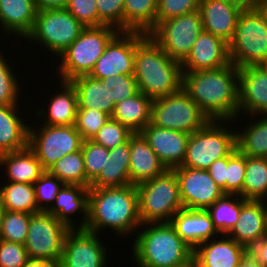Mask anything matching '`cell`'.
<instances>
[{
	"label": "cell",
	"instance_id": "cell-1",
	"mask_svg": "<svg viewBox=\"0 0 267 267\" xmlns=\"http://www.w3.org/2000/svg\"><path fill=\"white\" fill-rule=\"evenodd\" d=\"M182 88L209 120L238 118L239 68L231 62L218 69L183 72Z\"/></svg>",
	"mask_w": 267,
	"mask_h": 267
},
{
	"label": "cell",
	"instance_id": "cell-2",
	"mask_svg": "<svg viewBox=\"0 0 267 267\" xmlns=\"http://www.w3.org/2000/svg\"><path fill=\"white\" fill-rule=\"evenodd\" d=\"M141 225L136 186L130 184L121 187L89 188L85 229L101 235L107 228L111 229L116 237L119 235L118 237L122 238H133L132 234L135 236Z\"/></svg>",
	"mask_w": 267,
	"mask_h": 267
},
{
	"label": "cell",
	"instance_id": "cell-3",
	"mask_svg": "<svg viewBox=\"0 0 267 267\" xmlns=\"http://www.w3.org/2000/svg\"><path fill=\"white\" fill-rule=\"evenodd\" d=\"M134 76L147 97L168 96L182 88L181 63L170 58L149 34L136 32Z\"/></svg>",
	"mask_w": 267,
	"mask_h": 267
},
{
	"label": "cell",
	"instance_id": "cell-4",
	"mask_svg": "<svg viewBox=\"0 0 267 267\" xmlns=\"http://www.w3.org/2000/svg\"><path fill=\"white\" fill-rule=\"evenodd\" d=\"M131 242L136 267H184L193 260L194 249L170 222L142 224Z\"/></svg>",
	"mask_w": 267,
	"mask_h": 267
},
{
	"label": "cell",
	"instance_id": "cell-5",
	"mask_svg": "<svg viewBox=\"0 0 267 267\" xmlns=\"http://www.w3.org/2000/svg\"><path fill=\"white\" fill-rule=\"evenodd\" d=\"M237 120H209L190 134L181 166L207 170L215 160L228 156L237 147L234 125H238Z\"/></svg>",
	"mask_w": 267,
	"mask_h": 267
},
{
	"label": "cell",
	"instance_id": "cell-6",
	"mask_svg": "<svg viewBox=\"0 0 267 267\" xmlns=\"http://www.w3.org/2000/svg\"><path fill=\"white\" fill-rule=\"evenodd\" d=\"M118 32L108 25L85 27L79 37L58 56L59 64L55 66L59 76L57 79L69 82L76 77L90 75L106 45Z\"/></svg>",
	"mask_w": 267,
	"mask_h": 267
},
{
	"label": "cell",
	"instance_id": "cell-7",
	"mask_svg": "<svg viewBox=\"0 0 267 267\" xmlns=\"http://www.w3.org/2000/svg\"><path fill=\"white\" fill-rule=\"evenodd\" d=\"M136 187L141 224L170 222L175 213L183 209L179 182L173 169H167Z\"/></svg>",
	"mask_w": 267,
	"mask_h": 267
},
{
	"label": "cell",
	"instance_id": "cell-8",
	"mask_svg": "<svg viewBox=\"0 0 267 267\" xmlns=\"http://www.w3.org/2000/svg\"><path fill=\"white\" fill-rule=\"evenodd\" d=\"M228 51L237 68L259 66L267 59V21L257 8L246 6L242 10Z\"/></svg>",
	"mask_w": 267,
	"mask_h": 267
},
{
	"label": "cell",
	"instance_id": "cell-9",
	"mask_svg": "<svg viewBox=\"0 0 267 267\" xmlns=\"http://www.w3.org/2000/svg\"><path fill=\"white\" fill-rule=\"evenodd\" d=\"M85 28L67 9L40 10L32 31L24 40L34 42L54 59L66 50ZM42 44V45H41ZM49 51V52H48Z\"/></svg>",
	"mask_w": 267,
	"mask_h": 267
},
{
	"label": "cell",
	"instance_id": "cell-10",
	"mask_svg": "<svg viewBox=\"0 0 267 267\" xmlns=\"http://www.w3.org/2000/svg\"><path fill=\"white\" fill-rule=\"evenodd\" d=\"M29 124L28 147L48 171L64 155L82 149L84 139L74 125ZM38 125H40L38 127Z\"/></svg>",
	"mask_w": 267,
	"mask_h": 267
},
{
	"label": "cell",
	"instance_id": "cell-11",
	"mask_svg": "<svg viewBox=\"0 0 267 267\" xmlns=\"http://www.w3.org/2000/svg\"><path fill=\"white\" fill-rule=\"evenodd\" d=\"M208 121L209 118L183 88L168 96L153 99L150 123L157 127L192 134Z\"/></svg>",
	"mask_w": 267,
	"mask_h": 267
},
{
	"label": "cell",
	"instance_id": "cell-12",
	"mask_svg": "<svg viewBox=\"0 0 267 267\" xmlns=\"http://www.w3.org/2000/svg\"><path fill=\"white\" fill-rule=\"evenodd\" d=\"M203 31L199 10L160 22L150 37L167 53L182 63Z\"/></svg>",
	"mask_w": 267,
	"mask_h": 267
},
{
	"label": "cell",
	"instance_id": "cell-13",
	"mask_svg": "<svg viewBox=\"0 0 267 267\" xmlns=\"http://www.w3.org/2000/svg\"><path fill=\"white\" fill-rule=\"evenodd\" d=\"M68 230L65 224L47 211L32 213L24 244L28 258L59 263Z\"/></svg>",
	"mask_w": 267,
	"mask_h": 267
},
{
	"label": "cell",
	"instance_id": "cell-14",
	"mask_svg": "<svg viewBox=\"0 0 267 267\" xmlns=\"http://www.w3.org/2000/svg\"><path fill=\"white\" fill-rule=\"evenodd\" d=\"M104 244L95 232L85 228L69 229L64 238L59 267H106L110 252Z\"/></svg>",
	"mask_w": 267,
	"mask_h": 267
},
{
	"label": "cell",
	"instance_id": "cell-15",
	"mask_svg": "<svg viewBox=\"0 0 267 267\" xmlns=\"http://www.w3.org/2000/svg\"><path fill=\"white\" fill-rule=\"evenodd\" d=\"M173 170L178 178L183 208L206 210L224 195L207 170L185 166Z\"/></svg>",
	"mask_w": 267,
	"mask_h": 267
},
{
	"label": "cell",
	"instance_id": "cell-16",
	"mask_svg": "<svg viewBox=\"0 0 267 267\" xmlns=\"http://www.w3.org/2000/svg\"><path fill=\"white\" fill-rule=\"evenodd\" d=\"M136 32L119 31L106 45L90 76L103 80L116 75L134 74Z\"/></svg>",
	"mask_w": 267,
	"mask_h": 267
},
{
	"label": "cell",
	"instance_id": "cell-17",
	"mask_svg": "<svg viewBox=\"0 0 267 267\" xmlns=\"http://www.w3.org/2000/svg\"><path fill=\"white\" fill-rule=\"evenodd\" d=\"M245 7L236 0H200L203 31L229 43L235 33L238 17Z\"/></svg>",
	"mask_w": 267,
	"mask_h": 267
},
{
	"label": "cell",
	"instance_id": "cell-18",
	"mask_svg": "<svg viewBox=\"0 0 267 267\" xmlns=\"http://www.w3.org/2000/svg\"><path fill=\"white\" fill-rule=\"evenodd\" d=\"M267 115V73L261 66L239 68V105L241 115Z\"/></svg>",
	"mask_w": 267,
	"mask_h": 267
},
{
	"label": "cell",
	"instance_id": "cell-19",
	"mask_svg": "<svg viewBox=\"0 0 267 267\" xmlns=\"http://www.w3.org/2000/svg\"><path fill=\"white\" fill-rule=\"evenodd\" d=\"M140 133L167 169L182 165L190 134L157 127L152 123H149Z\"/></svg>",
	"mask_w": 267,
	"mask_h": 267
},
{
	"label": "cell",
	"instance_id": "cell-20",
	"mask_svg": "<svg viewBox=\"0 0 267 267\" xmlns=\"http://www.w3.org/2000/svg\"><path fill=\"white\" fill-rule=\"evenodd\" d=\"M229 63L228 43L202 31L181 66L182 72H195L218 69Z\"/></svg>",
	"mask_w": 267,
	"mask_h": 267
},
{
	"label": "cell",
	"instance_id": "cell-21",
	"mask_svg": "<svg viewBox=\"0 0 267 267\" xmlns=\"http://www.w3.org/2000/svg\"><path fill=\"white\" fill-rule=\"evenodd\" d=\"M248 249L226 234L199 244L193 252V260L200 267H238Z\"/></svg>",
	"mask_w": 267,
	"mask_h": 267
},
{
	"label": "cell",
	"instance_id": "cell-22",
	"mask_svg": "<svg viewBox=\"0 0 267 267\" xmlns=\"http://www.w3.org/2000/svg\"><path fill=\"white\" fill-rule=\"evenodd\" d=\"M88 196L89 188L86 186L65 184L47 212L69 229L85 228L88 219ZM75 213L81 214L78 223L77 219H73Z\"/></svg>",
	"mask_w": 267,
	"mask_h": 267
},
{
	"label": "cell",
	"instance_id": "cell-23",
	"mask_svg": "<svg viewBox=\"0 0 267 267\" xmlns=\"http://www.w3.org/2000/svg\"><path fill=\"white\" fill-rule=\"evenodd\" d=\"M227 235L248 250L266 236V212L263 200H245L241 197L238 222Z\"/></svg>",
	"mask_w": 267,
	"mask_h": 267
},
{
	"label": "cell",
	"instance_id": "cell-24",
	"mask_svg": "<svg viewBox=\"0 0 267 267\" xmlns=\"http://www.w3.org/2000/svg\"><path fill=\"white\" fill-rule=\"evenodd\" d=\"M56 93L50 96L48 103L45 102L46 110L42 106L35 110L37 123L42 122L49 126L74 125L78 110V98L75 88L70 82L59 81ZM58 91V92H57ZM41 119V120H40ZM39 120V121H38Z\"/></svg>",
	"mask_w": 267,
	"mask_h": 267
},
{
	"label": "cell",
	"instance_id": "cell-25",
	"mask_svg": "<svg viewBox=\"0 0 267 267\" xmlns=\"http://www.w3.org/2000/svg\"><path fill=\"white\" fill-rule=\"evenodd\" d=\"M170 223L177 234L193 249L202 242L219 236L206 210L183 208L175 213Z\"/></svg>",
	"mask_w": 267,
	"mask_h": 267
},
{
	"label": "cell",
	"instance_id": "cell-26",
	"mask_svg": "<svg viewBox=\"0 0 267 267\" xmlns=\"http://www.w3.org/2000/svg\"><path fill=\"white\" fill-rule=\"evenodd\" d=\"M129 148L131 185L137 186L161 175L167 170L140 132L133 133L130 136Z\"/></svg>",
	"mask_w": 267,
	"mask_h": 267
},
{
	"label": "cell",
	"instance_id": "cell-27",
	"mask_svg": "<svg viewBox=\"0 0 267 267\" xmlns=\"http://www.w3.org/2000/svg\"><path fill=\"white\" fill-rule=\"evenodd\" d=\"M37 12L34 0H0V31L6 38L15 35L13 39L24 40L32 31Z\"/></svg>",
	"mask_w": 267,
	"mask_h": 267
},
{
	"label": "cell",
	"instance_id": "cell-28",
	"mask_svg": "<svg viewBox=\"0 0 267 267\" xmlns=\"http://www.w3.org/2000/svg\"><path fill=\"white\" fill-rule=\"evenodd\" d=\"M19 106L0 105V154L19 151L28 146L29 124L21 117L25 113Z\"/></svg>",
	"mask_w": 267,
	"mask_h": 267
},
{
	"label": "cell",
	"instance_id": "cell-29",
	"mask_svg": "<svg viewBox=\"0 0 267 267\" xmlns=\"http://www.w3.org/2000/svg\"><path fill=\"white\" fill-rule=\"evenodd\" d=\"M5 174L9 182H22L34 184L45 172L35 153L27 146L19 151L0 154V171Z\"/></svg>",
	"mask_w": 267,
	"mask_h": 267
},
{
	"label": "cell",
	"instance_id": "cell-30",
	"mask_svg": "<svg viewBox=\"0 0 267 267\" xmlns=\"http://www.w3.org/2000/svg\"><path fill=\"white\" fill-rule=\"evenodd\" d=\"M130 148L129 140L106 155V162L99 175L90 183V187L108 188L130 185L129 176Z\"/></svg>",
	"mask_w": 267,
	"mask_h": 267
},
{
	"label": "cell",
	"instance_id": "cell-31",
	"mask_svg": "<svg viewBox=\"0 0 267 267\" xmlns=\"http://www.w3.org/2000/svg\"><path fill=\"white\" fill-rule=\"evenodd\" d=\"M152 102L153 99L139 91L115 104L111 118L118 120L133 133L141 132L151 121Z\"/></svg>",
	"mask_w": 267,
	"mask_h": 267
},
{
	"label": "cell",
	"instance_id": "cell-32",
	"mask_svg": "<svg viewBox=\"0 0 267 267\" xmlns=\"http://www.w3.org/2000/svg\"><path fill=\"white\" fill-rule=\"evenodd\" d=\"M247 117L249 123L241 130L235 126L237 149L249 157L267 158V115Z\"/></svg>",
	"mask_w": 267,
	"mask_h": 267
},
{
	"label": "cell",
	"instance_id": "cell-33",
	"mask_svg": "<svg viewBox=\"0 0 267 267\" xmlns=\"http://www.w3.org/2000/svg\"><path fill=\"white\" fill-rule=\"evenodd\" d=\"M76 90L78 108H90L112 115L115 104L101 80L84 75L69 81Z\"/></svg>",
	"mask_w": 267,
	"mask_h": 267
},
{
	"label": "cell",
	"instance_id": "cell-34",
	"mask_svg": "<svg viewBox=\"0 0 267 267\" xmlns=\"http://www.w3.org/2000/svg\"><path fill=\"white\" fill-rule=\"evenodd\" d=\"M158 0H124L123 31L149 34L156 27Z\"/></svg>",
	"mask_w": 267,
	"mask_h": 267
},
{
	"label": "cell",
	"instance_id": "cell-35",
	"mask_svg": "<svg viewBox=\"0 0 267 267\" xmlns=\"http://www.w3.org/2000/svg\"><path fill=\"white\" fill-rule=\"evenodd\" d=\"M4 182H0V199L5 210L30 214L40 211L36 204L34 184Z\"/></svg>",
	"mask_w": 267,
	"mask_h": 267
},
{
	"label": "cell",
	"instance_id": "cell-36",
	"mask_svg": "<svg viewBox=\"0 0 267 267\" xmlns=\"http://www.w3.org/2000/svg\"><path fill=\"white\" fill-rule=\"evenodd\" d=\"M243 198L245 200L267 199V158L246 156Z\"/></svg>",
	"mask_w": 267,
	"mask_h": 267
},
{
	"label": "cell",
	"instance_id": "cell-37",
	"mask_svg": "<svg viewBox=\"0 0 267 267\" xmlns=\"http://www.w3.org/2000/svg\"><path fill=\"white\" fill-rule=\"evenodd\" d=\"M241 210V196L224 194L206 211L219 234H228L238 222Z\"/></svg>",
	"mask_w": 267,
	"mask_h": 267
},
{
	"label": "cell",
	"instance_id": "cell-38",
	"mask_svg": "<svg viewBox=\"0 0 267 267\" xmlns=\"http://www.w3.org/2000/svg\"><path fill=\"white\" fill-rule=\"evenodd\" d=\"M48 171L64 184L86 186L85 164L81 149L64 155Z\"/></svg>",
	"mask_w": 267,
	"mask_h": 267
},
{
	"label": "cell",
	"instance_id": "cell-39",
	"mask_svg": "<svg viewBox=\"0 0 267 267\" xmlns=\"http://www.w3.org/2000/svg\"><path fill=\"white\" fill-rule=\"evenodd\" d=\"M2 52H0V105H20L19 103L22 104L21 98H25V96L20 90L23 87L19 83L18 75H16L18 72L12 70L11 62L9 63L8 57L4 55L6 52L4 50Z\"/></svg>",
	"mask_w": 267,
	"mask_h": 267
},
{
	"label": "cell",
	"instance_id": "cell-40",
	"mask_svg": "<svg viewBox=\"0 0 267 267\" xmlns=\"http://www.w3.org/2000/svg\"><path fill=\"white\" fill-rule=\"evenodd\" d=\"M31 214L5 210L0 232V239L25 244Z\"/></svg>",
	"mask_w": 267,
	"mask_h": 267
},
{
	"label": "cell",
	"instance_id": "cell-41",
	"mask_svg": "<svg viewBox=\"0 0 267 267\" xmlns=\"http://www.w3.org/2000/svg\"><path fill=\"white\" fill-rule=\"evenodd\" d=\"M246 169V155L237 147L227 156L226 194L243 197V182Z\"/></svg>",
	"mask_w": 267,
	"mask_h": 267
},
{
	"label": "cell",
	"instance_id": "cell-42",
	"mask_svg": "<svg viewBox=\"0 0 267 267\" xmlns=\"http://www.w3.org/2000/svg\"><path fill=\"white\" fill-rule=\"evenodd\" d=\"M81 151L85 164L86 187L90 188V183L99 175L106 162L109 149L92 140H84Z\"/></svg>",
	"mask_w": 267,
	"mask_h": 267
},
{
	"label": "cell",
	"instance_id": "cell-43",
	"mask_svg": "<svg viewBox=\"0 0 267 267\" xmlns=\"http://www.w3.org/2000/svg\"><path fill=\"white\" fill-rule=\"evenodd\" d=\"M65 184L49 171H45L34 182L36 204L40 211H47Z\"/></svg>",
	"mask_w": 267,
	"mask_h": 267
},
{
	"label": "cell",
	"instance_id": "cell-44",
	"mask_svg": "<svg viewBox=\"0 0 267 267\" xmlns=\"http://www.w3.org/2000/svg\"><path fill=\"white\" fill-rule=\"evenodd\" d=\"M110 117L105 112L95 109L78 108L74 126L84 140H92Z\"/></svg>",
	"mask_w": 267,
	"mask_h": 267
},
{
	"label": "cell",
	"instance_id": "cell-45",
	"mask_svg": "<svg viewBox=\"0 0 267 267\" xmlns=\"http://www.w3.org/2000/svg\"><path fill=\"white\" fill-rule=\"evenodd\" d=\"M132 134L133 132L128 127L110 117L92 138V141L110 150L126 143Z\"/></svg>",
	"mask_w": 267,
	"mask_h": 267
},
{
	"label": "cell",
	"instance_id": "cell-46",
	"mask_svg": "<svg viewBox=\"0 0 267 267\" xmlns=\"http://www.w3.org/2000/svg\"><path fill=\"white\" fill-rule=\"evenodd\" d=\"M114 104L136 95L139 92L134 74L116 75L101 80Z\"/></svg>",
	"mask_w": 267,
	"mask_h": 267
},
{
	"label": "cell",
	"instance_id": "cell-47",
	"mask_svg": "<svg viewBox=\"0 0 267 267\" xmlns=\"http://www.w3.org/2000/svg\"><path fill=\"white\" fill-rule=\"evenodd\" d=\"M200 0H158L156 26L167 19L199 10Z\"/></svg>",
	"mask_w": 267,
	"mask_h": 267
},
{
	"label": "cell",
	"instance_id": "cell-48",
	"mask_svg": "<svg viewBox=\"0 0 267 267\" xmlns=\"http://www.w3.org/2000/svg\"><path fill=\"white\" fill-rule=\"evenodd\" d=\"M99 26L108 25L123 31L124 0H96Z\"/></svg>",
	"mask_w": 267,
	"mask_h": 267
},
{
	"label": "cell",
	"instance_id": "cell-49",
	"mask_svg": "<svg viewBox=\"0 0 267 267\" xmlns=\"http://www.w3.org/2000/svg\"><path fill=\"white\" fill-rule=\"evenodd\" d=\"M65 9L85 27H99L96 0H68Z\"/></svg>",
	"mask_w": 267,
	"mask_h": 267
},
{
	"label": "cell",
	"instance_id": "cell-50",
	"mask_svg": "<svg viewBox=\"0 0 267 267\" xmlns=\"http://www.w3.org/2000/svg\"><path fill=\"white\" fill-rule=\"evenodd\" d=\"M28 259L23 244L0 239V267H23Z\"/></svg>",
	"mask_w": 267,
	"mask_h": 267
},
{
	"label": "cell",
	"instance_id": "cell-51",
	"mask_svg": "<svg viewBox=\"0 0 267 267\" xmlns=\"http://www.w3.org/2000/svg\"><path fill=\"white\" fill-rule=\"evenodd\" d=\"M226 168H227V156L221 159L215 160L207 169L211 178L226 194Z\"/></svg>",
	"mask_w": 267,
	"mask_h": 267
},
{
	"label": "cell",
	"instance_id": "cell-52",
	"mask_svg": "<svg viewBox=\"0 0 267 267\" xmlns=\"http://www.w3.org/2000/svg\"><path fill=\"white\" fill-rule=\"evenodd\" d=\"M249 251L261 265L267 267V235L253 245Z\"/></svg>",
	"mask_w": 267,
	"mask_h": 267
},
{
	"label": "cell",
	"instance_id": "cell-53",
	"mask_svg": "<svg viewBox=\"0 0 267 267\" xmlns=\"http://www.w3.org/2000/svg\"><path fill=\"white\" fill-rule=\"evenodd\" d=\"M37 11L65 9L68 0H34Z\"/></svg>",
	"mask_w": 267,
	"mask_h": 267
},
{
	"label": "cell",
	"instance_id": "cell-54",
	"mask_svg": "<svg viewBox=\"0 0 267 267\" xmlns=\"http://www.w3.org/2000/svg\"><path fill=\"white\" fill-rule=\"evenodd\" d=\"M23 267H59V263L45 259L29 258Z\"/></svg>",
	"mask_w": 267,
	"mask_h": 267
},
{
	"label": "cell",
	"instance_id": "cell-55",
	"mask_svg": "<svg viewBox=\"0 0 267 267\" xmlns=\"http://www.w3.org/2000/svg\"><path fill=\"white\" fill-rule=\"evenodd\" d=\"M238 267H264L261 265L256 258L248 250L245 255L242 257Z\"/></svg>",
	"mask_w": 267,
	"mask_h": 267
},
{
	"label": "cell",
	"instance_id": "cell-56",
	"mask_svg": "<svg viewBox=\"0 0 267 267\" xmlns=\"http://www.w3.org/2000/svg\"><path fill=\"white\" fill-rule=\"evenodd\" d=\"M254 8L262 14L263 18L267 21V2L255 3Z\"/></svg>",
	"mask_w": 267,
	"mask_h": 267
},
{
	"label": "cell",
	"instance_id": "cell-57",
	"mask_svg": "<svg viewBox=\"0 0 267 267\" xmlns=\"http://www.w3.org/2000/svg\"><path fill=\"white\" fill-rule=\"evenodd\" d=\"M4 212H5V208L0 199V232H1L2 222H3Z\"/></svg>",
	"mask_w": 267,
	"mask_h": 267
},
{
	"label": "cell",
	"instance_id": "cell-58",
	"mask_svg": "<svg viewBox=\"0 0 267 267\" xmlns=\"http://www.w3.org/2000/svg\"><path fill=\"white\" fill-rule=\"evenodd\" d=\"M236 1L242 3L245 6L254 7V5H255V0H236Z\"/></svg>",
	"mask_w": 267,
	"mask_h": 267
},
{
	"label": "cell",
	"instance_id": "cell-59",
	"mask_svg": "<svg viewBox=\"0 0 267 267\" xmlns=\"http://www.w3.org/2000/svg\"><path fill=\"white\" fill-rule=\"evenodd\" d=\"M184 267H200V266L195 262V260H192L191 262H189Z\"/></svg>",
	"mask_w": 267,
	"mask_h": 267
},
{
	"label": "cell",
	"instance_id": "cell-60",
	"mask_svg": "<svg viewBox=\"0 0 267 267\" xmlns=\"http://www.w3.org/2000/svg\"><path fill=\"white\" fill-rule=\"evenodd\" d=\"M259 66L267 73V59H265Z\"/></svg>",
	"mask_w": 267,
	"mask_h": 267
},
{
	"label": "cell",
	"instance_id": "cell-61",
	"mask_svg": "<svg viewBox=\"0 0 267 267\" xmlns=\"http://www.w3.org/2000/svg\"><path fill=\"white\" fill-rule=\"evenodd\" d=\"M263 205H264L265 212H266V225H267V200L266 199L263 200Z\"/></svg>",
	"mask_w": 267,
	"mask_h": 267
},
{
	"label": "cell",
	"instance_id": "cell-62",
	"mask_svg": "<svg viewBox=\"0 0 267 267\" xmlns=\"http://www.w3.org/2000/svg\"><path fill=\"white\" fill-rule=\"evenodd\" d=\"M267 2V0H255V3H264Z\"/></svg>",
	"mask_w": 267,
	"mask_h": 267
}]
</instances>
